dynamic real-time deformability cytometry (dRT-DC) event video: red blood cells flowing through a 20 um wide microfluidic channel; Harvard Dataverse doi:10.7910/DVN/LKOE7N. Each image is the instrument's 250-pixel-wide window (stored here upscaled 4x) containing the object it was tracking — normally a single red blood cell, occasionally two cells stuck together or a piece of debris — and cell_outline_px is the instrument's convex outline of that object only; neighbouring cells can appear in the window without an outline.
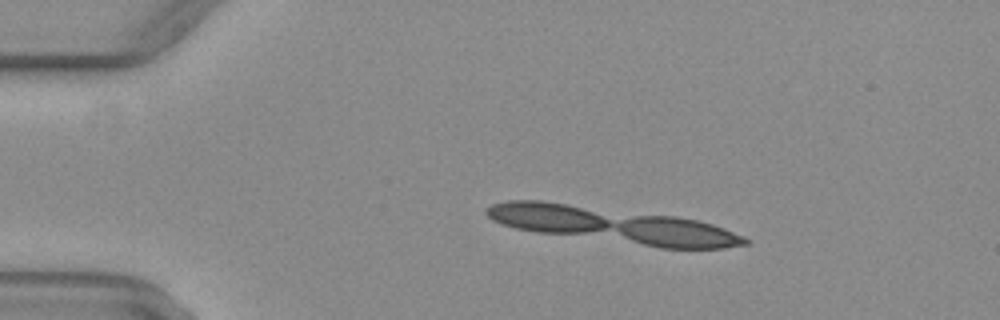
{"species": "common noctule bat (a hibernating species)", "species_latin": "Nyctalus noctula", "temperature_condition": "warm", "stored_images_in_passage": 13, "camera_frame_rate_fps": 3000, "um_per_image_px": 0.085, "animal": {"sex": "female", "body_mass_g": 29.2, "forearm_length_mm": 56.3}, "frame": {"image": 1, "passage_image": 9, "time_ms": 2.667, "image_size_px": [1000, 320], "cell_outline_px": [[740, 240], [728, 244], [700, 248], [684, 248], [656, 244], [644, 240], [692, 224], [700, 224], [716, 228]], "centroid_in_image_um": [58.97, 20.18], "position_along_channel_um": 26.0, "area_um2": 10.06}}